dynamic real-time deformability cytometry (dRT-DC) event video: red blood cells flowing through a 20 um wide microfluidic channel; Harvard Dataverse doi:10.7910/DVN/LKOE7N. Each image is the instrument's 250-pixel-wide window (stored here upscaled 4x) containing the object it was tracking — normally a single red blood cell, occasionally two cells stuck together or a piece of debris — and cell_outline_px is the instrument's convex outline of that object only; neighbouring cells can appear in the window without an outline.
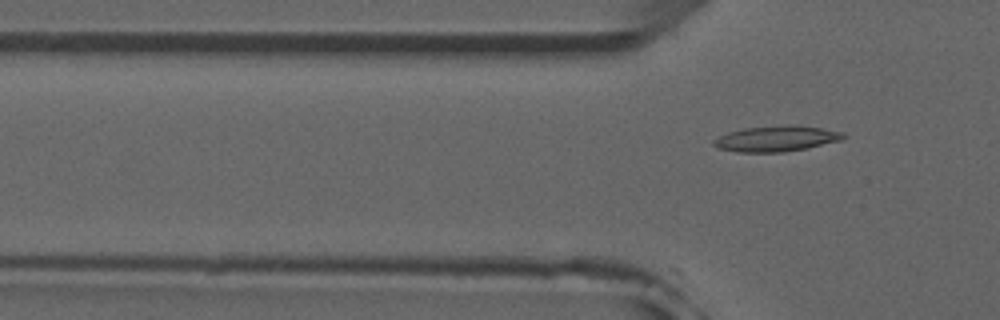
{"species": "common noctule bat (a hibernating species)", "species_latin": "Nyctalus noctula", "temperature_condition": "room temperature", "stored_images_in_passage": 16, "camera_frame_rate_fps": 3000, "um_per_image_px": 0.085, "animal": {"sex": "male", "forearm_length_mm": 52.5}, "frame": {"image": 1, "passage_image": 16, "time_ms": 5.0, "image_size_px": [1000, 320], "cell_outline_px": [[848, 136], [844, 140], [808, 148], [784, 152], [736, 152], [720, 148], [712, 144], [712, 140], [728, 132], [744, 128], [788, 124], [820, 128], [844, 132]], "centroid_in_image_um": [66.04, 11.78], "position_along_channel_um": 59.8, "area_um2": 19.59}}